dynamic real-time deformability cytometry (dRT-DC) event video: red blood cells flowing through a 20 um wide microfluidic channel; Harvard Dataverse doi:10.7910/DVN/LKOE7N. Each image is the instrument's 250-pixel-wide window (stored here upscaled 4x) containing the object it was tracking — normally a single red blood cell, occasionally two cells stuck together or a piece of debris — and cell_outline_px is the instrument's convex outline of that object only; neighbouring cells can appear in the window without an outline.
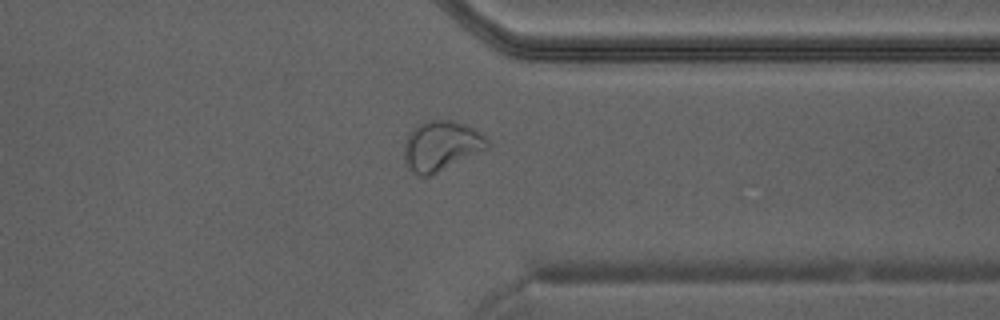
{"species": "Egyptian fruit bat (a non-hibernating species)", "species_latin": "Rousettus aegyptiacus", "temperature_condition": "warm", "stored_images_in_passage": 32, "camera_frame_rate_fps": 3000, "um_per_image_px": 0.085, "animal": {"sex": "male"}, "frame": {"image": 1, "passage_image": 23, "time_ms": 7.333, "image_size_px": [1000, 320], "cell_outline_px": [[492, 144], [488, 148], [428, 176], [420, 176], [412, 172], [404, 164], [404, 140], [424, 120], [452, 120], [468, 124], [476, 128]], "centroid_in_image_um": [37.51, 12.38], "position_along_channel_um": 373.9, "area_um2": 24.22}}